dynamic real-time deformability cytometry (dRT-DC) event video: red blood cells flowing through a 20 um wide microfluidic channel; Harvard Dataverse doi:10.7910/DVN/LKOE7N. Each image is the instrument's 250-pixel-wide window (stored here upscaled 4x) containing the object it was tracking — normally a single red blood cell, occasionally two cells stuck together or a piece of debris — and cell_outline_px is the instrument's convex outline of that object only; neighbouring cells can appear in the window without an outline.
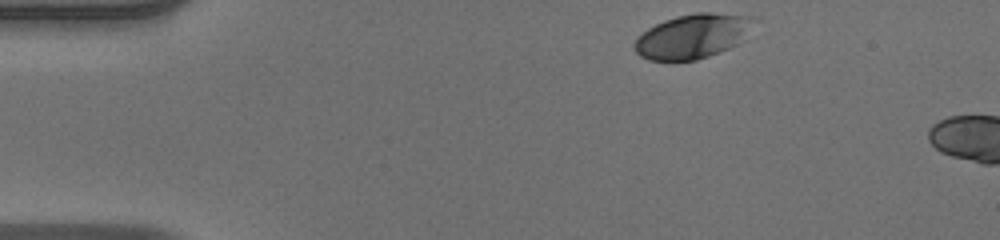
{"species": "human", "species_latin": "Homo sapiens", "temperature_condition": "warm", "stored_images_in_passage": 3, "camera_frame_rate_fps": 3000, "um_per_image_px": 0.085, "donor": {"sex": "male"}, "frame": {"image": 1, "passage_image": 1, "time_ms": 0.0, "image_size_px": [1000, 240], "cell_outline_px": [[752, 16], [736, 44], [728, 48], [708, 56], [696, 60], [648, 60], [640, 56], [632, 48], [632, 44], [648, 28], [664, 20], [676, 16], [696, 12], [712, 12]], "centroid_in_image_um": [58.72, 3.08], "position_along_channel_um": 26.3, "area_um2": 29.88}}